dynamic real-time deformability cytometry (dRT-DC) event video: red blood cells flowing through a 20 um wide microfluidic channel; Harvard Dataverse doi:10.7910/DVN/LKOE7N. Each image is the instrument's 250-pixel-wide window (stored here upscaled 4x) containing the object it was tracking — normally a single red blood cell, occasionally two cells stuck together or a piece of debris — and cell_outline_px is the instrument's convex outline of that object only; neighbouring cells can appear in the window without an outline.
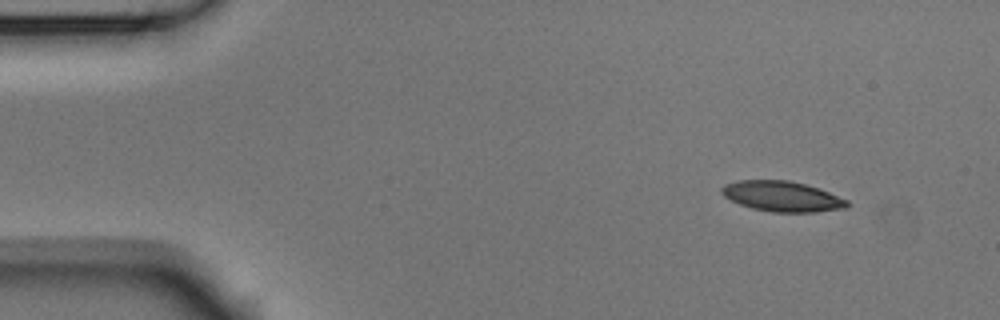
{"species": "Egyptian fruit bat (a non-hibernating species)", "species_latin": "Rousettus aegyptiacus", "temperature_condition": "room temperature", "stored_images_in_passage": 49, "camera_frame_rate_fps": 3000, "um_per_image_px": 0.085, "animal": {"sex": "male"}, "frame": {"image": 1, "passage_image": 1, "time_ms": 0.0, "image_size_px": [1000, 320], "cell_outline_px": [[848, 208], [816, 212], [772, 212], [752, 208], [740, 204], [724, 196], [720, 192], [720, 188], [724, 184], [736, 180], [788, 180], [804, 184], [828, 192], [848, 200]], "centroid_in_image_um": [66.45, 16.69], "position_along_channel_um": 18.5, "area_um2": 22.14}}
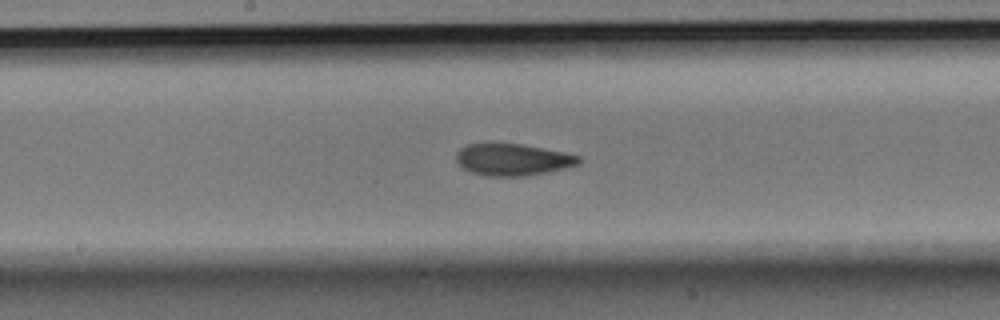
{"frame": {"image": 2, "passage_image": 23, "time_ms": 7.333, "image_size_px": [1000, 320], "cell_outline_px": [[580, 164], [548, 172], [528, 176], [484, 176], [472, 172], [464, 168], [456, 160], [456, 152], [460, 148], [468, 144], [524, 144], [564, 152], [580, 156]], "centroid_in_image_um": [43.6, 13.57], "position_along_channel_um": 204.6, "area_um2": 22.72}}
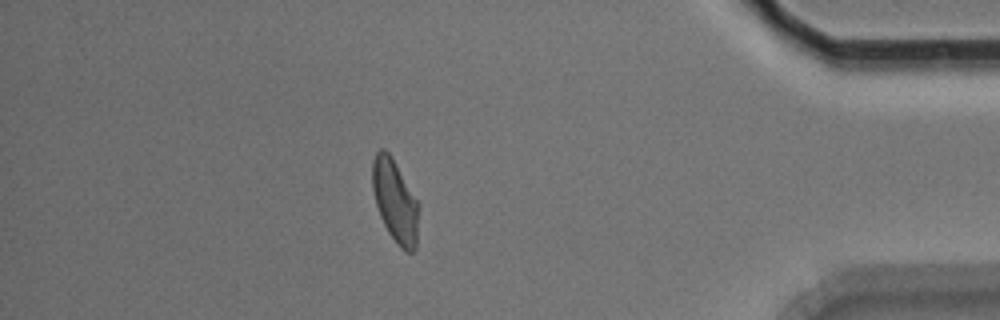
{"frame": {"image": 3, "passage_image": 42, "time_ms": 13.667, "image_size_px": [1000, 320], "cell_outline_px": [[416, 248], [412, 252], [404, 252], [396, 244], [388, 232], [380, 216], [376, 204], [372, 188], [372, 160], [376, 152], [380, 148], [384, 148], [392, 156], [416, 200]], "centroid_in_image_um": [33.52, 17.06], "position_along_channel_um": 401.7, "area_um2": 21.79}, "authors_computed_cell_mechanics": {"area_um2": 22.7732, "velocity_mm_per_s": 3.7535, "shape_relaxation_time_tau1_ms": 6.009, "shape_relaxation_time_tau2_ms": 2.4173, "deformation_change_tau1": 0.1658, "deformation_change_tau2": 0.0908}}